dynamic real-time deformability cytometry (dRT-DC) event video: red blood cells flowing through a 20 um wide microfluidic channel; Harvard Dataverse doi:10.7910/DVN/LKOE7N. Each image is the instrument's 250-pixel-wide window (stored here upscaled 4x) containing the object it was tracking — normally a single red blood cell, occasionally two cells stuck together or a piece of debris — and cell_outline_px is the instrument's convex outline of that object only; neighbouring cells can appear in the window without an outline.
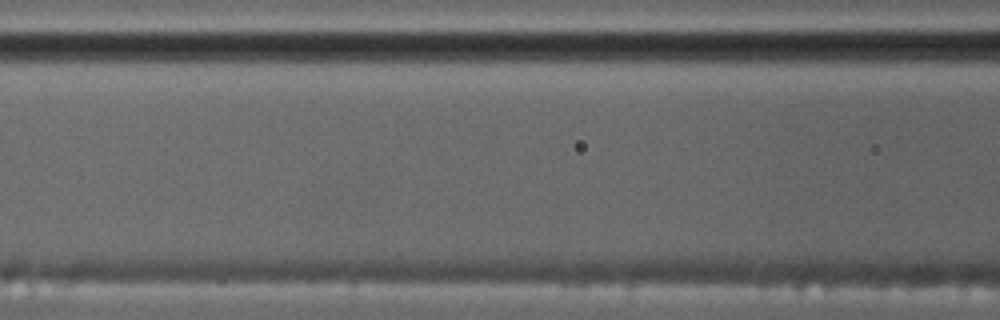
{"species": "common noctule bat (a hibernating species)", "species_latin": "Nyctalus noctula", "temperature_condition": "cold", "stored_images_in_passage": 4, "camera_frame_rate_fps": 3000, "um_per_image_px": 0.085, "animal": {"sex": "male", "body_mass_g": 17.5, "forearm_length_mm": 52.3}, "frame": {"image": 1, "passage_image": 4, "time_ms": 3.333, "image_size_px": [1000, 320], "cell_outline_px": [[840, 284], [716, 284], [684, 280], [700, 264], [816, 276], [840, 280]], "centroid_in_image_um": [63.9, 23.52], "position_along_channel_um": 102.7, "area_um2": 13.7}}